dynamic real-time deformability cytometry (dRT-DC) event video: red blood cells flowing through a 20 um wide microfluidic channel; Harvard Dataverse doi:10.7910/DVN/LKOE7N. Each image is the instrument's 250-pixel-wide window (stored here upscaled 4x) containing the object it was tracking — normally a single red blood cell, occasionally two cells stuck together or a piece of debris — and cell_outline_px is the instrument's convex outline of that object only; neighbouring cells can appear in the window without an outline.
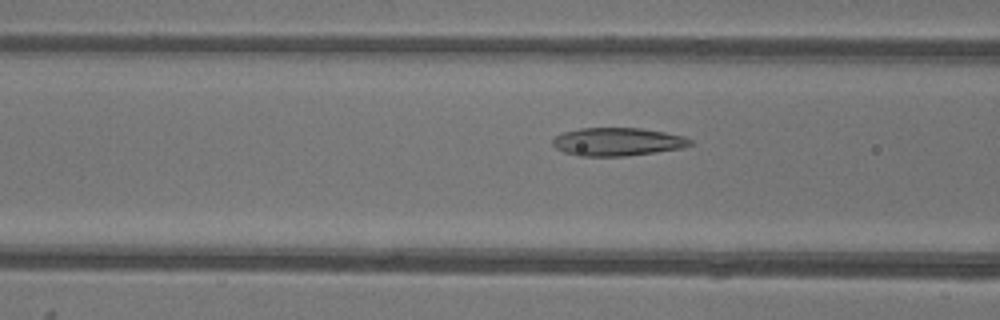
{"species": "common noctule bat (a hibernating species)", "species_latin": "Nyctalus noctula", "temperature_condition": "warm", "stored_images_in_passage": 52, "camera_frame_rate_fps": 3000, "um_per_image_px": 0.085, "animal": {"sex": "female"}, "frame": {"image": 1, "passage_image": 20, "time_ms": 6.333, "image_size_px": [1000, 320], "cell_outline_px": [[692, 144], [680, 148], [656, 152], [624, 156], [576, 156], [564, 152], [556, 148], [552, 144], [552, 140], [556, 136], [564, 132], [580, 128], [640, 128], [664, 132], [684, 136], [692, 140]], "centroid_in_image_um": [52.46, 12.05], "position_along_channel_um": 114.1, "area_um2": 22.48}}
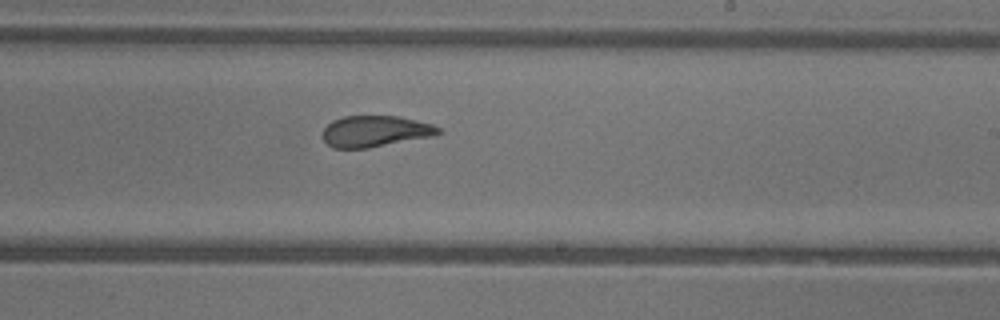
{"frame": {"image": 2, "passage_image": 31, "time_ms": 10.0, "image_size_px": [1000, 320], "cell_outline_px": [[444, 132], [432, 136], [368, 148], [332, 148], [320, 136], [320, 132], [332, 120], [344, 116], [400, 116], [432, 124], [440, 128]], "centroid_in_image_um": [31.86, 11.15], "position_along_channel_um": 257.1, "area_um2": 21.21}}
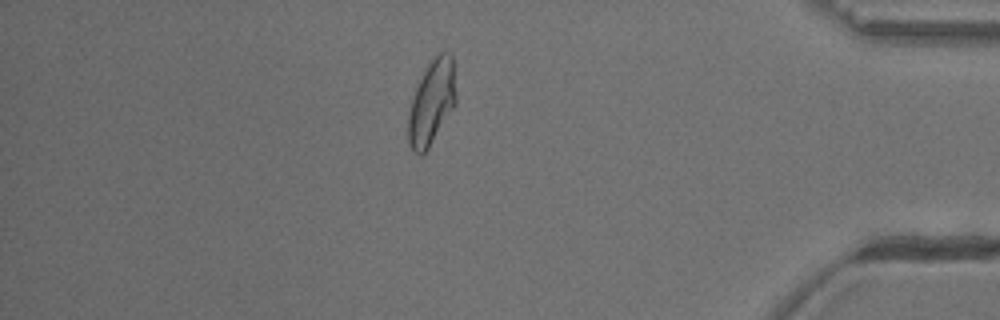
{"frame": {"image": 3, "passage_image": 45, "time_ms": 14.667, "image_size_px": [1000, 320], "cell_outline_px": [[456, 104], [428, 148], [420, 156], [412, 152], [408, 144], [408, 116], [412, 96], [428, 64], [440, 52], [448, 52], [452, 56], [456, 96]], "centroid_in_image_um": [36.68, 8.74], "position_along_channel_um": 398.5, "area_um2": 23.35}, "authors_computed_cell_mechanics": {"area_um2": 23.5246, "velocity_mm_per_s": 3.9027, "shape_relaxation_time_tau1_ms": 9.1331, "shape_relaxation_time_tau2_ms": 1.8339, "deformation_change_tau1": 0.2694, "deformation_change_tau2": 0.0649}}